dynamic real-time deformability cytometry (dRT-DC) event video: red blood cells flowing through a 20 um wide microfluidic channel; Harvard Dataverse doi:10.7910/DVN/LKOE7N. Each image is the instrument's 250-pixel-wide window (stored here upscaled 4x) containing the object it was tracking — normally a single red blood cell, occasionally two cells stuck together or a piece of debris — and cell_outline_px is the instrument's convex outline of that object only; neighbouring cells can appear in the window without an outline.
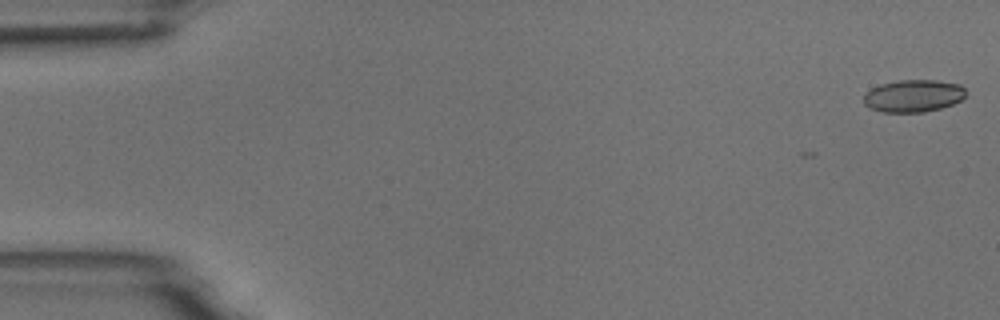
{"species": "common noctule bat (a hibernating species)", "species_latin": "Nyctalus noctula", "temperature_condition": "room temperature", "stored_images_in_passage": 6, "camera_frame_rate_fps": 3000, "um_per_image_px": 0.085, "animal": {"sex": "male", "body_mass_g": 18.8}, "frame": {"image": 1, "passage_image": 1, "time_ms": 0.0, "image_size_px": [1000, 320], "cell_outline_px": [[964, 96], [960, 100], [952, 104], [940, 108], [924, 112], [884, 112], [872, 108], [864, 104], [864, 96], [872, 88], [880, 84], [900, 80], [936, 80], [960, 84], [964, 88]], "centroid_in_image_um": [77.64, 8.14], "position_along_channel_um": 7.4, "area_um2": 19.02}}
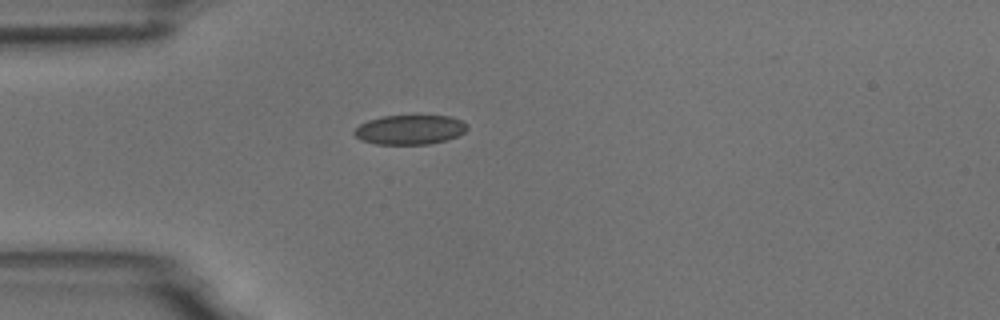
{"frame": {"image": 2, "passage_image": 5, "time_ms": 4.667, "image_size_px": [1000, 320], "cell_outline_px": [[468, 128], [464, 132], [456, 136], [444, 140], [428, 144], [376, 144], [360, 140], [352, 132], [360, 124], [368, 120], [384, 116], [452, 116], [468, 124]], "centroid_in_image_um": [34.82, 11.02], "position_along_channel_um": 50.2, "area_um2": 19.31}}